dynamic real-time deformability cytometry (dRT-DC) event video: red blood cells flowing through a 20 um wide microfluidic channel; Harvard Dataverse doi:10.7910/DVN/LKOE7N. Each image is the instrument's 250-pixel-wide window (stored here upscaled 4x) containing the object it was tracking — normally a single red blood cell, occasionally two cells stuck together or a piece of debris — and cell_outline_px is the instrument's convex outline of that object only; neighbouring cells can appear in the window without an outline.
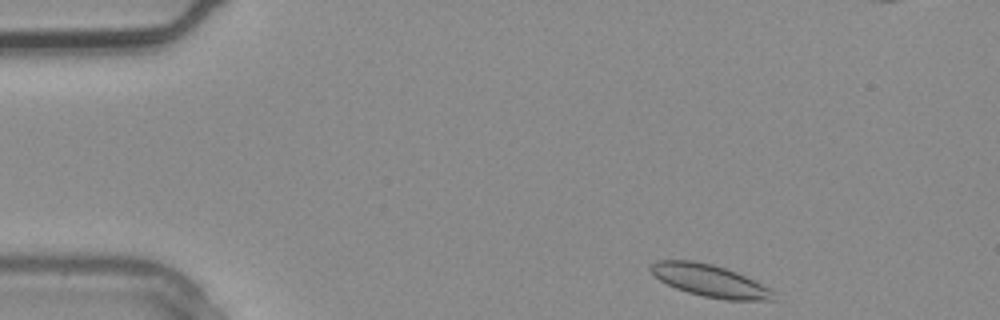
{"species": "common noctule bat (a hibernating species)", "species_latin": "Nyctalus noctula", "temperature_condition": "warm", "stored_images_in_passage": 3, "camera_frame_rate_fps": 3000, "um_per_image_px": 0.085, "animal": {"sex": "male", "body_mass_g": 20.4}, "frame": {"image": 1, "passage_image": 1, "time_ms": 0.0, "image_size_px": [1000, 320], "cell_outline_px": [[772, 300], [728, 300], [704, 296], [688, 292], [676, 288], [660, 280], [648, 268], [648, 264], [656, 260], [692, 260], [712, 264], [736, 272], [768, 288], [772, 292]], "centroid_in_image_um": [60.24, 23.83], "position_along_channel_um": 24.8, "area_um2": 22.54}}